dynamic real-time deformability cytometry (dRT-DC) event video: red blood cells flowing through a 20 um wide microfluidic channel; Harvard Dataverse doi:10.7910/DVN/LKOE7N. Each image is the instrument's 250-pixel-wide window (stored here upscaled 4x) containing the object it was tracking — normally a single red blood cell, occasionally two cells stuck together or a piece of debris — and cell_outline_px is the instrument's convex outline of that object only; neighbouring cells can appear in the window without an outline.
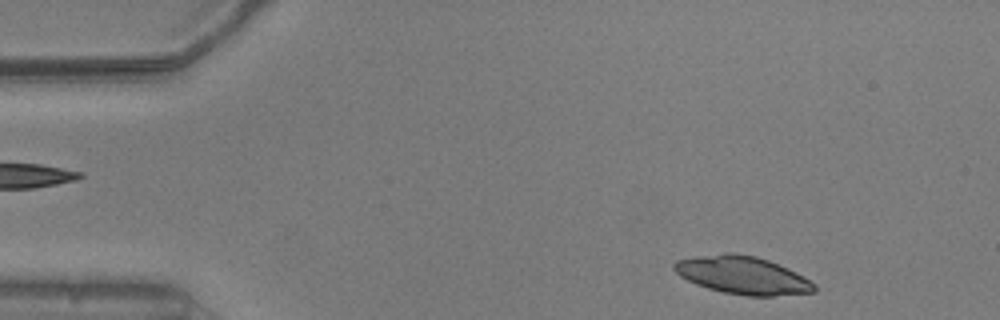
{"species": "common noctule bat (a hibernating species)", "species_latin": "Nyctalus noctula", "temperature_condition": "warm", "stored_images_in_passage": 50, "camera_frame_rate_fps": 3000, "um_per_image_px": 0.085, "animal": {"sex": "male", "body_mass_g": 20.5, "forearm_length_mm": 52.5}, "frame": {"image": 1, "passage_image": 3, "time_ms": 0.667, "image_size_px": [1000, 320], "cell_outline_px": [[816, 292], [772, 296], [748, 296], [724, 292], [708, 288], [696, 284], [680, 276], [672, 268], [672, 264], [676, 260], [696, 256], [724, 252], [732, 252], [756, 256], [768, 260], [788, 268], [804, 276], [816, 284]], "centroid_in_image_um": [63.12, 23.38], "position_along_channel_um": 21.9, "area_um2": 31.1}}
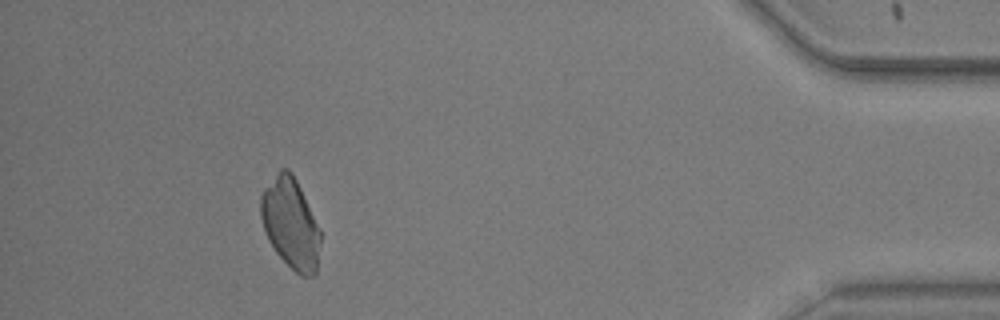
{"frame": {"image": 2, "passage_image": 45, "time_ms": 14.667, "image_size_px": [1000, 320], "cell_outline_px": [[320, 244], [316, 276], [300, 276], [276, 252], [268, 240], [260, 216], [260, 196], [264, 188], [276, 172], [280, 168], [288, 168], [292, 172], [300, 188], [320, 232]], "centroid_in_image_um": [24.68, 18.98], "position_along_channel_um": 410.5, "area_um2": 31.15}}